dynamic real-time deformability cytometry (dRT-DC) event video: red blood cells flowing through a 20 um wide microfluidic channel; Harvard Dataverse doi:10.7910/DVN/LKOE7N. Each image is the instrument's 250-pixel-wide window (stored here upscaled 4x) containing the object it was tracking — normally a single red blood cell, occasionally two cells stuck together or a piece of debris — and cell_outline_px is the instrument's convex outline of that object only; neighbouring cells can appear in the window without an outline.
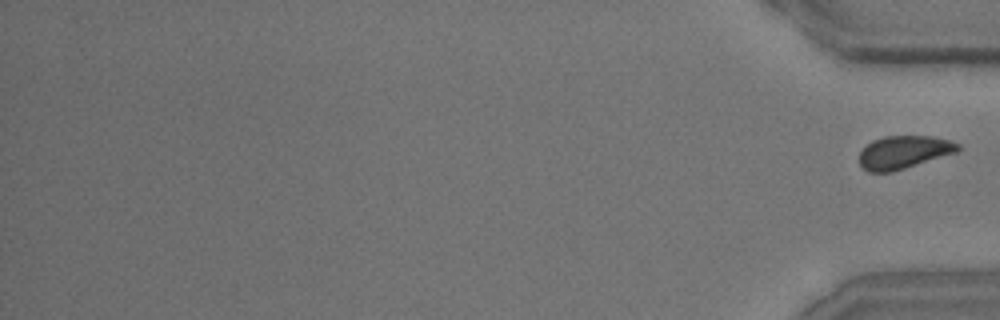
{"species": "common noctule bat (a hibernating species)", "species_latin": "Nyctalus noctula", "temperature_condition": "room temperature", "stored_images_in_passage": 15, "segment_of_instrument_passage": [2, 2], "camera_frame_rate_fps": 3000, "um_per_image_px": 0.085, "animal": {"sex": "male", "body_mass_g": 15.6}, "frame": {"image": 1, "passage_image": 15, "time_ms": 4.667, "image_size_px": [1000, 320], "cell_outline_px": [[960, 148], [956, 152], [892, 172], [868, 172], [860, 164], [860, 152], [872, 140], [884, 136], [932, 136], [952, 140], [960, 144]], "centroid_in_image_um": [76.83, 12.92], "position_along_channel_um": 358.4, "area_um2": 18.84}}